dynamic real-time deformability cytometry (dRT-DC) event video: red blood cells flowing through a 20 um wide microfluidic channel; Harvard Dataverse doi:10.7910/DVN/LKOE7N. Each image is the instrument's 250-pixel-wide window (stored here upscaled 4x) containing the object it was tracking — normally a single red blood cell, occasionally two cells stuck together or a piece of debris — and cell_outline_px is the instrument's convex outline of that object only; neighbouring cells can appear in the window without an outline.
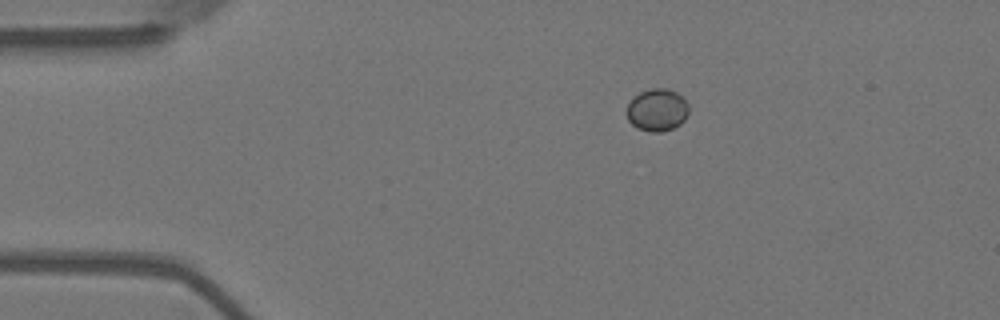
{"species": "Egyptian fruit bat (a non-hibernating species)", "species_latin": "Rousettus aegyptiacus", "temperature_condition": "warm", "stored_images_in_passage": 46, "camera_frame_rate_fps": 3000, "um_per_image_px": 0.085, "animal": {"sex": "female"}, "frame": {"image": 1, "passage_image": 1, "time_ms": 0.0, "image_size_px": [1000, 320], "cell_outline_px": [[688, 112], [684, 120], [680, 124], [672, 128], [660, 132], [652, 132], [636, 128], [628, 120], [624, 112], [628, 104], [640, 92], [652, 88], [668, 88], [676, 92], [688, 104]], "centroid_in_image_um": [55.83, 9.35], "position_along_channel_um": 29.2, "area_um2": 15.32}}
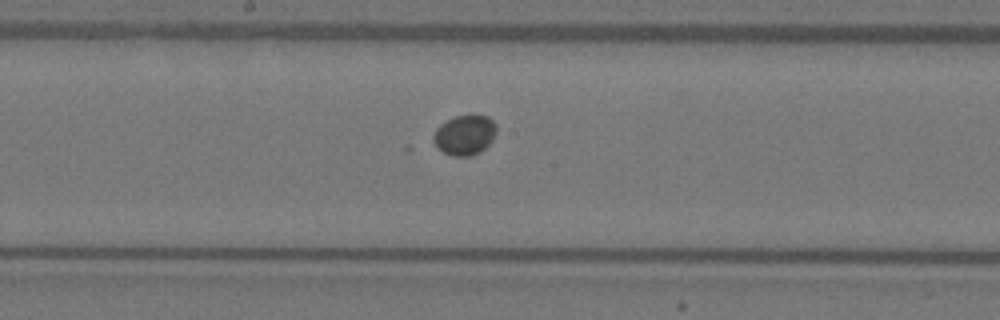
{"frame": {"image": 2, "passage_image": 20, "time_ms": 6.333, "image_size_px": [1000, 320], "cell_outline_px": [[496, 132], [492, 140], [480, 152], [468, 156], [452, 156], [436, 148], [432, 140], [432, 136], [436, 128], [440, 124], [456, 116], [488, 116], [496, 124]], "centroid_in_image_um": [39.47, 11.49], "position_along_channel_um": 208.7, "area_um2": 14.62}}
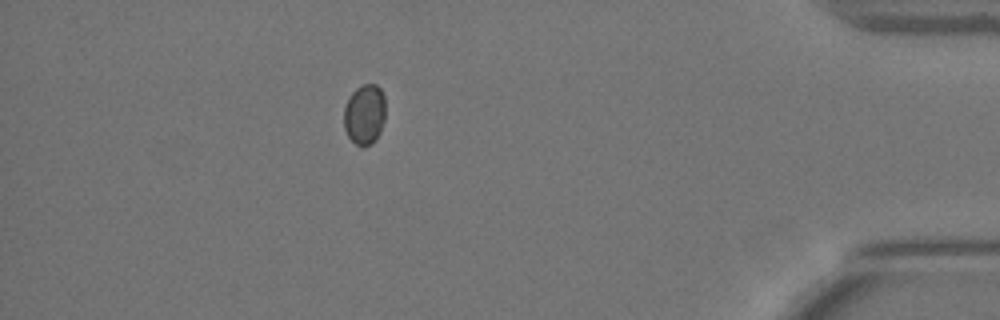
{"frame": {"image": 3, "passage_image": 40, "time_ms": 13.0, "image_size_px": [1000, 320], "cell_outline_px": [[384, 120], [380, 132], [376, 140], [372, 144], [364, 148], [360, 148], [348, 136], [344, 128], [344, 108], [348, 96], [356, 88], [364, 84], [376, 84], [380, 88], [384, 96]], "centroid_in_image_um": [30.98, 9.75], "position_along_channel_um": 404.2, "area_um2": 14.85}}